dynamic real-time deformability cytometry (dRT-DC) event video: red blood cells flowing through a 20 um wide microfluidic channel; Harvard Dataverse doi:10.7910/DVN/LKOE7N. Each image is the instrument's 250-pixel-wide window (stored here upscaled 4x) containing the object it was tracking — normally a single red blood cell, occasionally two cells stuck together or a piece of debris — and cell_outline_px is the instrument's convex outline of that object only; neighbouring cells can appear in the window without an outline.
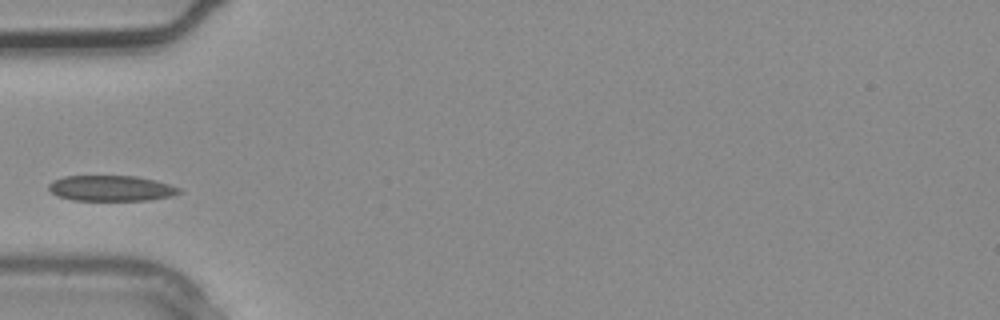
{"species": "common noctule bat (a hibernating species)", "species_latin": "Nyctalus noctula", "temperature_condition": "warm", "stored_images_in_passage": 1, "camera_frame_rate_fps": 3000, "um_per_image_px": 0.085, "animal": {"sex": "male", "body_mass_g": 20.4}, "frame": {"image": 1, "passage_image": 1, "time_ms": 0.0, "image_size_px": [1000, 320], "cell_outline_px": [[180, 192], [172, 196], [148, 200], [72, 200], [56, 196], [48, 188], [48, 184], [52, 180], [64, 176], [136, 176], [156, 180], [180, 188]], "centroid_in_image_um": [9.41, 16.0], "position_along_channel_um": 75.6, "area_um2": 19.48}}